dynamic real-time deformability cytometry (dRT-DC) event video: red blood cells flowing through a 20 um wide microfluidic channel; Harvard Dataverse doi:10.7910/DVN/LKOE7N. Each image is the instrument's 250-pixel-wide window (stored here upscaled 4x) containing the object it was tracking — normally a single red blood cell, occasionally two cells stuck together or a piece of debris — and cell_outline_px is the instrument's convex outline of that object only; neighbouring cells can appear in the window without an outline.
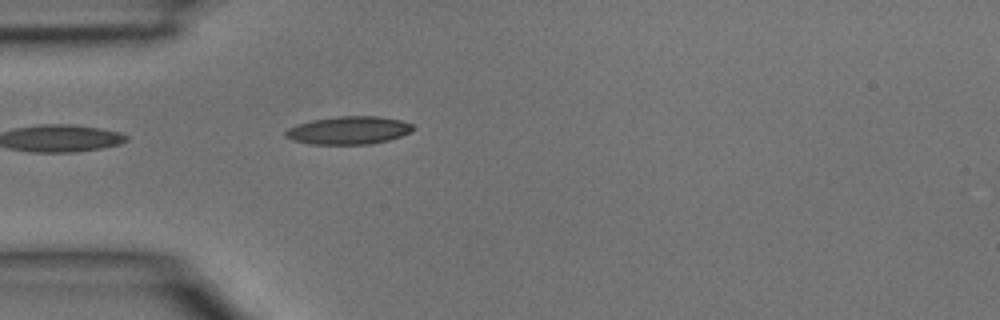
{"species": "common noctule bat (a hibernating species)", "species_latin": "Nyctalus noctula", "temperature_condition": "room temperature", "stored_images_in_passage": 3, "camera_frame_rate_fps": 3000, "um_per_image_px": 0.085, "animal": {"sex": "male", "body_mass_g": 15.6}, "frame": {"image": 1, "passage_image": 3, "time_ms": 0.667, "image_size_px": [1000, 320], "cell_outline_px": [[416, 128], [400, 136], [388, 140], [372, 144], [312, 144], [292, 140], [284, 136], [284, 132], [288, 128], [312, 120], [340, 116], [376, 116], [400, 120], [412, 124]], "centroid_in_image_um": [29.63, 11.08], "position_along_channel_um": 55.4, "area_um2": 20.58}}